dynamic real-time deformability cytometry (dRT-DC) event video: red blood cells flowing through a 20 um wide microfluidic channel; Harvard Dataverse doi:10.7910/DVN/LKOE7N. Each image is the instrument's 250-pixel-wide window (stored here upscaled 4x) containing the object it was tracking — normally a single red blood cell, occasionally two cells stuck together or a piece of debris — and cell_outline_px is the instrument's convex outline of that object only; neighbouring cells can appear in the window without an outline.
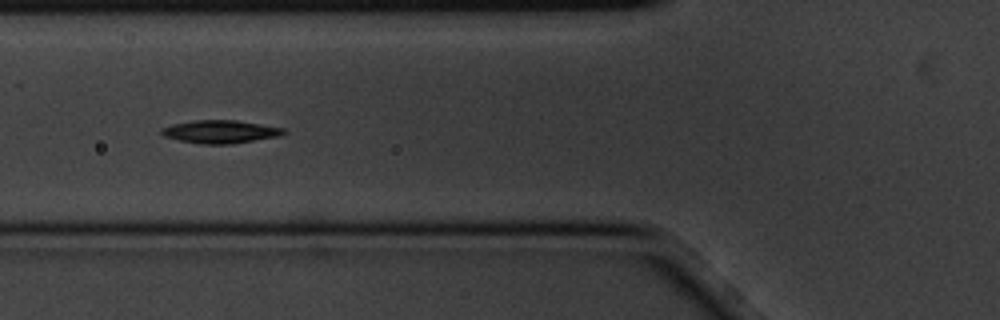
{"species": "common noctule bat (a hibernating species)", "species_latin": "Nyctalus noctula", "temperature_condition": "cold", "stored_images_in_passage": 9, "camera_frame_rate_fps": 3000, "um_per_image_px": 0.085, "animal": {"sex": "male", "body_mass_g": 20.1, "forearm_length_mm": 53.5}, "frame": {"image": 1, "passage_image": 6, "time_ms": 1.667, "image_size_px": [1000, 320], "cell_outline_px": [[288, 132], [280, 136], [232, 144], [200, 144], [180, 140], [164, 136], [160, 132], [160, 128], [172, 124], [196, 120], [236, 120], [284, 128]], "centroid_in_image_um": [18.74, 11.19], "position_along_channel_um": 107.1, "area_um2": 16.42}}
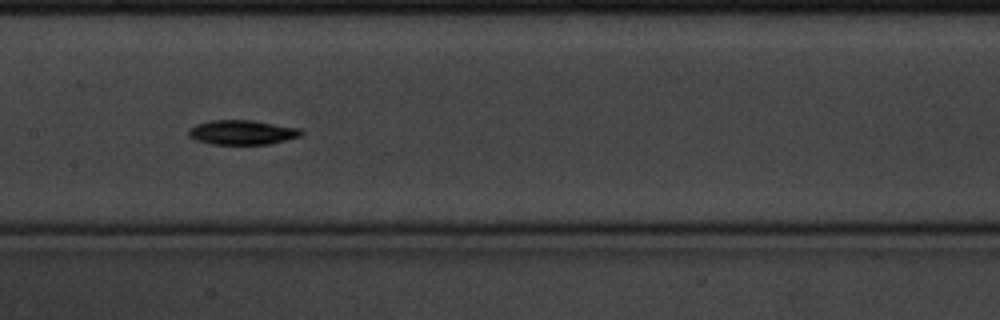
{"frame": {"image": 2, "passage_image": 8, "time_ms": 2.333, "image_size_px": [1000, 320], "cell_outline_px": [[304, 132], [300, 136], [272, 144], [212, 144], [196, 140], [188, 136], [188, 128], [196, 124], [212, 120], [252, 120], [300, 128]], "centroid_in_image_um": [20.58, 11.25], "position_along_channel_um": 186.8, "area_um2": 16.18}}
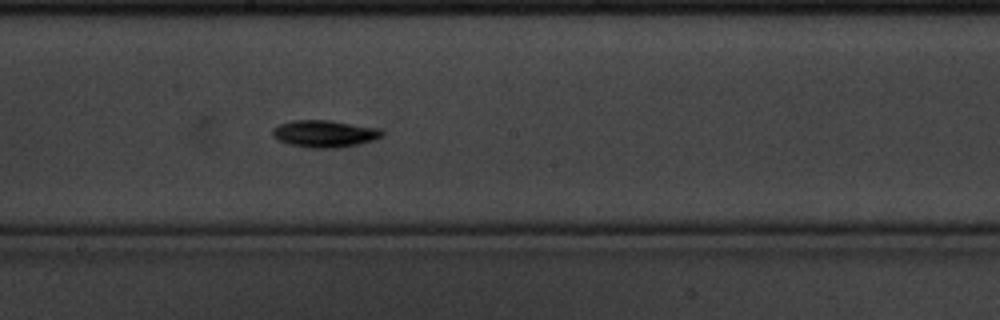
{"frame": {"image": 3, "passage_image": 9, "time_ms": 2.667, "image_size_px": [1000, 320], "cell_outline_px": [[384, 136], [372, 140], [340, 148], [312, 148], [288, 144], [276, 140], [272, 136], [272, 128], [280, 124], [292, 120], [332, 120], [380, 128], [384, 132]], "centroid_in_image_um": [27.57, 11.36], "position_along_channel_um": 220.6, "area_um2": 17.51}}